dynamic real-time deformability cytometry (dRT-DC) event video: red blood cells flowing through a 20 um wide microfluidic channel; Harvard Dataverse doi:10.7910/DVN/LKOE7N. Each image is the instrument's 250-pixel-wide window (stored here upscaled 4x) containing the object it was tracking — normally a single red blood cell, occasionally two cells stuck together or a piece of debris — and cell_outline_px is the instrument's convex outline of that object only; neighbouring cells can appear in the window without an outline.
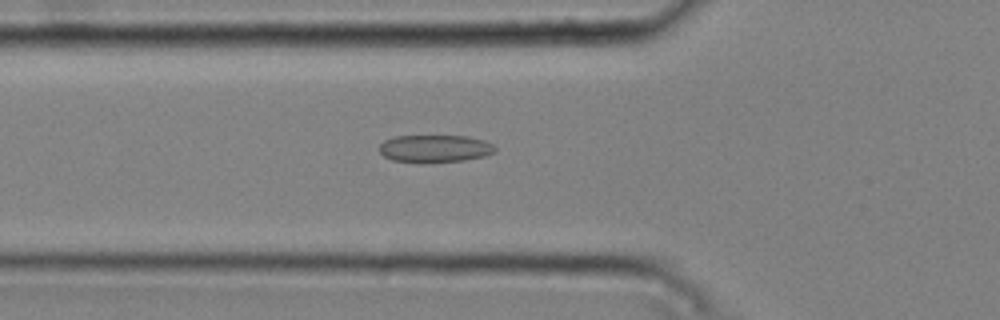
{"species": "common noctule bat (a hibernating species)", "species_latin": "Nyctalus noctula", "temperature_condition": "cold", "stored_images_in_passage": 45, "camera_frame_rate_fps": 3000, "um_per_image_px": 0.085, "animal": {"sex": "male", "body_mass_g": 20.4}, "frame": {"image": 1, "passage_image": 14, "time_ms": 4.333, "image_size_px": [1000, 320], "cell_outline_px": [[496, 152], [484, 156], [464, 160], [424, 164], [420, 164], [392, 160], [384, 156], [380, 152], [380, 144], [384, 140], [396, 136], [468, 136], [484, 140], [492, 144], [496, 148]], "centroid_in_image_um": [36.96, 12.65], "position_along_channel_um": 88.8, "area_um2": 18.9}}
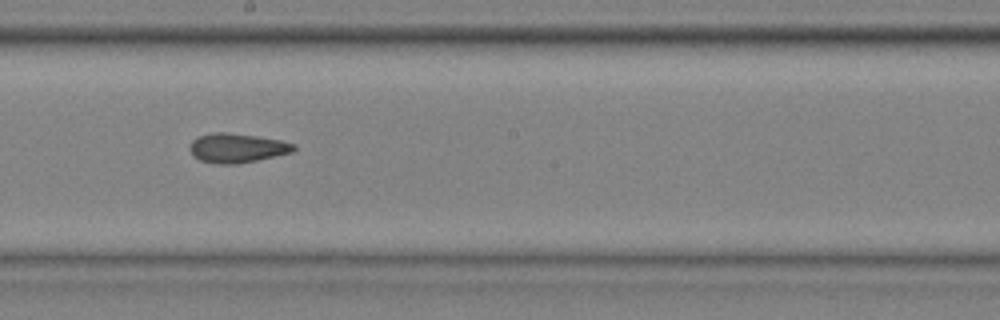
{"frame": {"image": 2, "passage_image": 25, "time_ms": 8.0, "image_size_px": [1000, 320], "cell_outline_px": [[296, 148], [292, 152], [256, 160], [236, 164], [216, 164], [200, 160], [188, 148], [192, 140], [200, 136], [216, 132], [224, 132], [256, 136], [280, 140], [296, 144]], "centroid_in_image_um": [20.15, 12.58], "position_along_channel_um": 228.0, "area_um2": 17.51}}
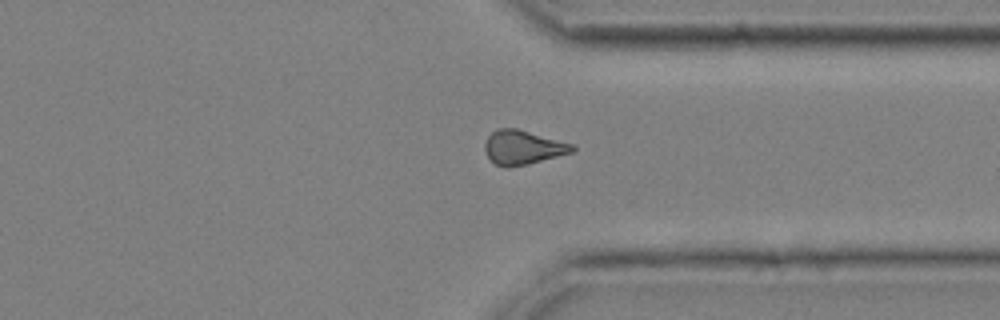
{"frame": {"image": 3, "passage_image": 36, "time_ms": 11.667, "image_size_px": [1000, 320], "cell_outline_px": [[576, 148], [572, 152], [528, 164], [508, 168], [504, 168], [496, 164], [488, 156], [484, 148], [484, 144], [488, 136], [496, 128], [516, 128], [576, 144]], "centroid_in_image_um": [44.46, 12.52], "position_along_channel_um": 366.9, "area_um2": 17.51}, "authors_computed_cell_mechanics": {"area_um2": 17.5712, "velocity_mm_per_s": 3.7856, "shape_relaxation_time_tau1_ms": null, "shape_relaxation_time_tau2_ms": 7.1149, "deformation_change_tau1": null, "deformation_change_tau2": 0.1572}}